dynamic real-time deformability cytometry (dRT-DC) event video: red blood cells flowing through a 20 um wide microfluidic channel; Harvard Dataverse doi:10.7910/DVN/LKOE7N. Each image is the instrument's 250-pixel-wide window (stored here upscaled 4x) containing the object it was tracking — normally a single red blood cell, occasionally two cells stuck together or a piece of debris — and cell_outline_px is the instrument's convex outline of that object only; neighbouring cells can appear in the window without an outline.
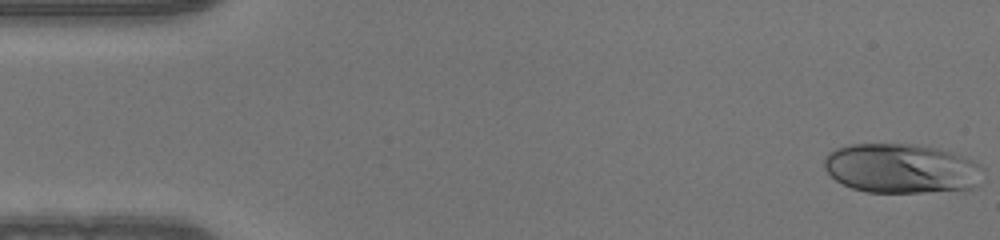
{"species": "human", "species_latin": "Homo sapiens", "temperature_condition": "warm", "stored_images_in_passage": 49, "camera_frame_rate_fps": 3000, "um_per_image_px": 0.085, "donor": {"sex": "male"}, "frame": {"image": 1, "passage_image": 1, "time_ms": 0.0, "image_size_px": [1000, 240], "cell_outline_px": [[984, 168], [980, 184], [972, 188], [924, 192], [868, 192], [852, 188], [836, 180], [824, 168], [824, 156], [828, 152], [836, 148], [852, 144], [912, 144], [936, 148], [952, 152], [964, 156], [972, 160]], "centroid_in_image_um": [76.63, 14.31], "position_along_channel_um": 8.4, "area_um2": 45.95}}
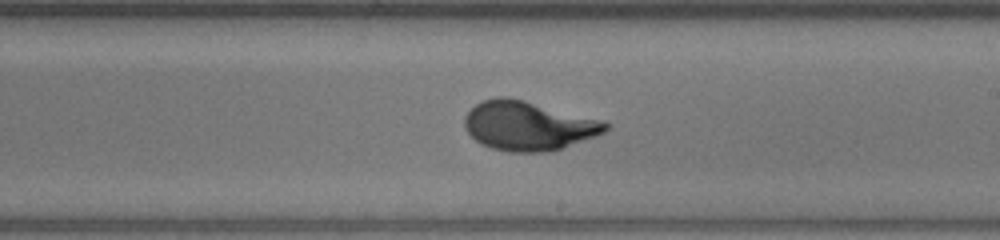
{"frame": {"image": 2, "passage_image": 28, "time_ms": 9.0, "image_size_px": [1000, 240], "cell_outline_px": [[608, 128], [604, 132], [596, 136], [548, 152], [508, 152], [492, 148], [480, 144], [468, 132], [464, 124], [464, 116], [480, 100], [496, 96], [508, 96], [524, 100], [600, 120], [608, 124]], "centroid_in_image_um": [44.84, 10.68], "position_along_channel_um": 244.2, "area_um2": 40.11}}
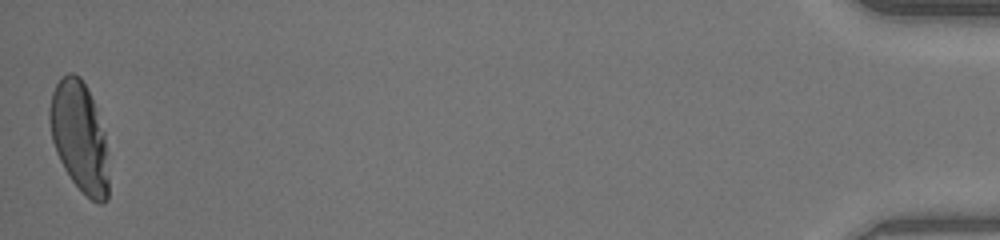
{"frame": {"image": 3, "passage_image": 49, "time_ms": 16.0, "image_size_px": [1000, 240], "cell_outline_px": [[108, 200], [104, 204], [100, 204], [92, 200], [72, 180], [64, 168], [56, 152], [52, 140], [48, 120], [48, 108], [52, 92], [56, 84], [68, 72], [72, 72], [80, 76], [92, 100], [104, 132], [108, 180]], "centroid_in_image_um": [6.72, 11.63], "position_along_channel_um": 428.5, "area_um2": 37.4}}